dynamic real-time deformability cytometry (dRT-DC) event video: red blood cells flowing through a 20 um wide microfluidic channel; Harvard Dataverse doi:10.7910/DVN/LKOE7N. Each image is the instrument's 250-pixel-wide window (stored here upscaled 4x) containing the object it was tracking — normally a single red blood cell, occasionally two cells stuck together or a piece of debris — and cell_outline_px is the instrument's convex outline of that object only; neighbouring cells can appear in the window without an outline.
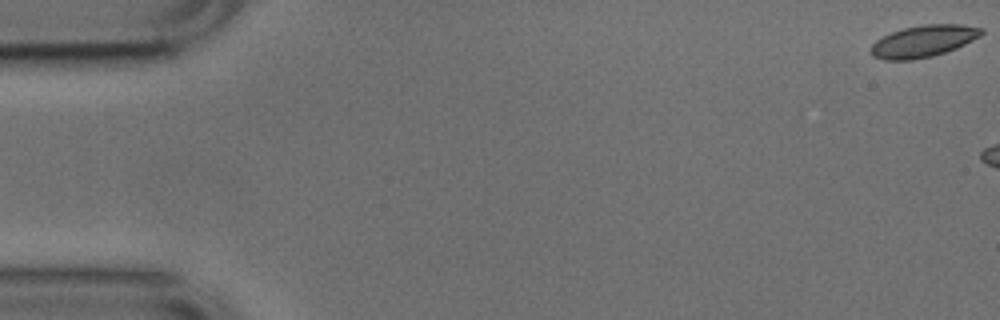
{"species": "common noctule bat (a hibernating species)", "species_latin": "Nyctalus noctula", "temperature_condition": "cold", "stored_images_in_passage": 6, "camera_frame_rate_fps": 3000, "um_per_image_px": 0.085, "animal": {"sex": "male", "body_mass_g": 17.9, "forearm_length_mm": 54.2}, "frame": {"image": 1, "passage_image": 1, "time_ms": 0.0, "image_size_px": [1000, 320], "cell_outline_px": [[984, 32], [980, 36], [956, 48], [932, 56], [912, 60], [884, 60], [872, 56], [868, 52], [872, 44], [876, 40], [892, 32], [904, 28], [924, 24], [960, 24], [984, 28]], "centroid_in_image_um": [78.47, 3.5], "position_along_channel_um": 6.5, "area_um2": 20.52}}